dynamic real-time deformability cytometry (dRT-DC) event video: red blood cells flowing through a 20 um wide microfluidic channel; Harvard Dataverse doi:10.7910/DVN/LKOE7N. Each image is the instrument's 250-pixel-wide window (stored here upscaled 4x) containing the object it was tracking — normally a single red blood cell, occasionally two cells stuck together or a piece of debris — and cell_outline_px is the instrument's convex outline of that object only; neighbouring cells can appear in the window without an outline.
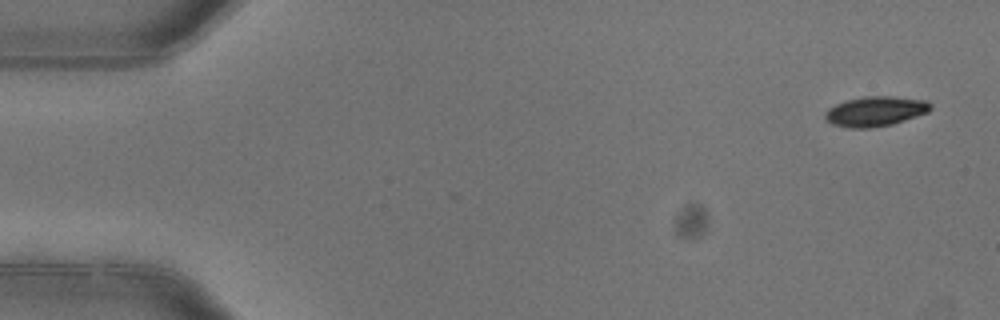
{"species": "common noctule bat (a hibernating species)", "species_latin": "Nyctalus noctula", "temperature_condition": "warm", "stored_images_in_passage": 4, "camera_frame_rate_fps": 3000, "um_per_image_px": 0.085, "animal": {"sex": "female"}, "frame": {"image": 1, "passage_image": 1, "time_ms": 0.0, "image_size_px": [1000, 320], "cell_outline_px": [[932, 108], [928, 112], [892, 124], [868, 128], [848, 128], [832, 124], [824, 116], [824, 112], [828, 108], [836, 104], [848, 100], [864, 96], [892, 96], [928, 100], [932, 104]], "centroid_in_image_um": [74.42, 9.45], "position_along_channel_um": 10.6, "area_um2": 18.38}}
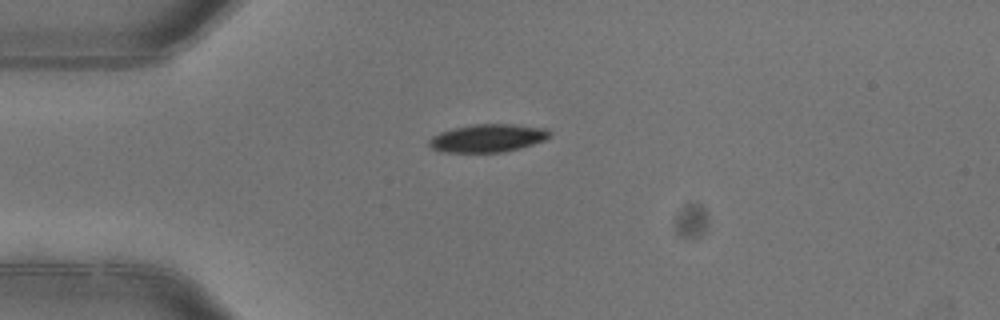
{"frame": {"image": 2, "passage_image": 4, "time_ms": 1.0, "image_size_px": [1000, 320], "cell_outline_px": [[552, 132], [544, 140], [520, 148], [500, 152], [440, 152], [432, 148], [428, 144], [428, 140], [432, 136], [440, 132], [456, 128], [476, 124], [512, 124], [544, 128]], "centroid_in_image_um": [41.42, 11.74], "position_along_channel_um": 43.6, "area_um2": 19.42}}